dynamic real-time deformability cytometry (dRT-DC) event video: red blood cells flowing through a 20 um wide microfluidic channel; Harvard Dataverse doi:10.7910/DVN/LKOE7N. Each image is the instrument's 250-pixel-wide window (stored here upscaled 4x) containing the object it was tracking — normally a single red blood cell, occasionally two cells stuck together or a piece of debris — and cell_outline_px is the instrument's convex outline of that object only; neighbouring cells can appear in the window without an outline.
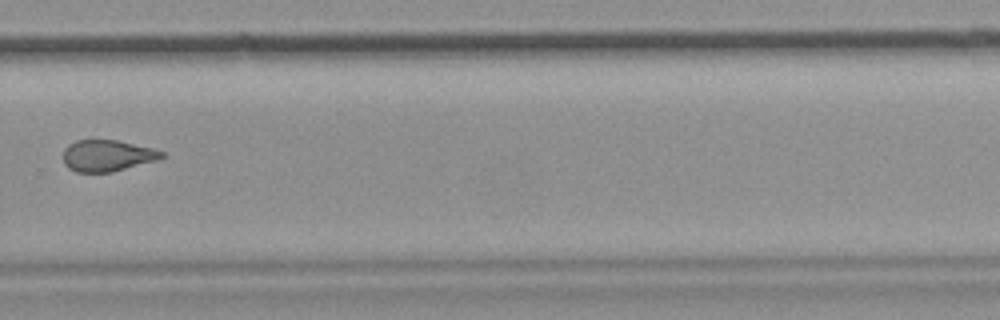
{"species": "common noctule bat (a hibernating species)", "species_latin": "Nyctalus noctula", "temperature_condition": "room temperature", "stored_images_in_passage": 9, "camera_frame_rate_fps": 3000, "um_per_image_px": 0.085, "animal": {"sex": "female", "body_mass_g": 19.9}, "frame": {"image": 1, "passage_image": 9, "time_ms": 9.333, "image_size_px": [1000, 320], "cell_outline_px": [[168, 156], [156, 160], [112, 172], [76, 172], [68, 168], [64, 164], [64, 148], [68, 144], [76, 140], [116, 140], [152, 148], [164, 152]], "centroid_in_image_um": [9.11, 13.23], "position_along_channel_um": 320.7, "area_um2": 18.03}}